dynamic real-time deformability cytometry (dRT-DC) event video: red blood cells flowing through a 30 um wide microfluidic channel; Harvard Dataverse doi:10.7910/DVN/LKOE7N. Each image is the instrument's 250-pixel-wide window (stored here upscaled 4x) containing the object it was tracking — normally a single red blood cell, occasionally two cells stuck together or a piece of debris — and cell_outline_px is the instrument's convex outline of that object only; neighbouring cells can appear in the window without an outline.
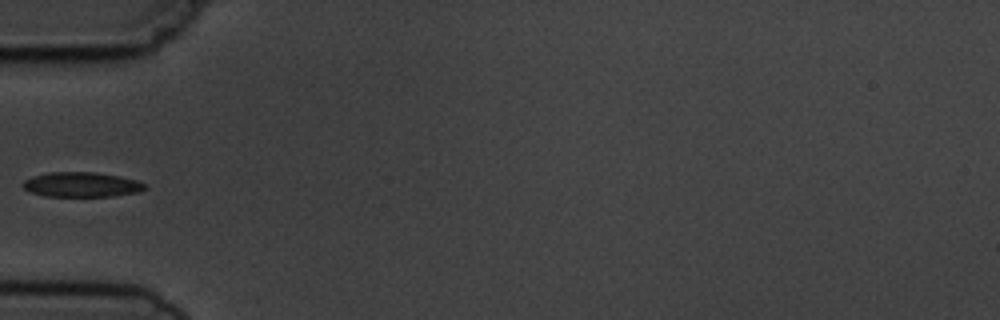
{"species": "common noctule bat (a hibernating species)", "species_latin": "Nyctalus noctula", "temperature_condition": "cold", "stored_images_in_passage": 4, "camera_frame_rate_fps": 3000, "um_per_image_px": 0.085, "animal": {"sex": "male", "body_mass_g": 19.5, "forearm_length_mm": 54.6}, "frame": {"image": 1, "passage_image": 4, "time_ms": 3.333, "image_size_px": [1000, 320], "cell_outline_px": [[148, 188], [140, 192], [112, 196], [44, 196], [28, 192], [24, 188], [24, 180], [32, 176], [48, 172], [96, 172], [120, 176], [136, 180], [148, 184]], "centroid_in_image_um": [6.97, 15.69], "position_along_channel_um": 78.0, "area_um2": 17.86}}